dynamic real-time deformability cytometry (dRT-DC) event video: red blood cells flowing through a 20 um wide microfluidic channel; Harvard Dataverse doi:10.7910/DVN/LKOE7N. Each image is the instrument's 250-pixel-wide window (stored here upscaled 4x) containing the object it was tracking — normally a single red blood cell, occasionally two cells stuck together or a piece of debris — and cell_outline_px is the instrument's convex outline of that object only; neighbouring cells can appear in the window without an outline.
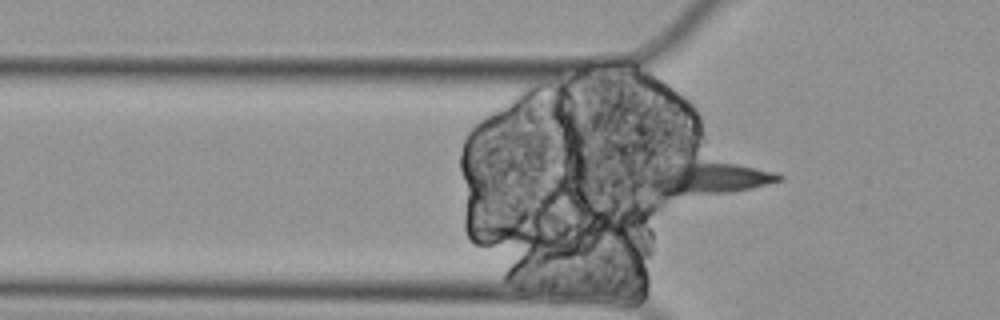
{"species": "Egyptian fruit bat (a non-hibernating species)", "species_latin": "Rousettus aegyptiacus", "temperature_condition": "cold", "stored_images_in_passage": 5, "segment_of_instrument_passage": [2, 2], "camera_frame_rate_fps": 3000, "um_per_image_px": 0.085, "animal": {"sex": "female"}, "frame": {"image": 1, "passage_image": 5, "time_ms": 1.333, "image_size_px": [1000, 320], "cell_outline_px": [[784, 180], [752, 188], [732, 192], [668, 196], [628, 180], [628, 172], [652, 168], [680, 164], [736, 164], [780, 172], [784, 176]], "centroid_in_image_um": [59.77, 15.18], "position_along_channel_um": 66.0, "area_um2": 26.18}}